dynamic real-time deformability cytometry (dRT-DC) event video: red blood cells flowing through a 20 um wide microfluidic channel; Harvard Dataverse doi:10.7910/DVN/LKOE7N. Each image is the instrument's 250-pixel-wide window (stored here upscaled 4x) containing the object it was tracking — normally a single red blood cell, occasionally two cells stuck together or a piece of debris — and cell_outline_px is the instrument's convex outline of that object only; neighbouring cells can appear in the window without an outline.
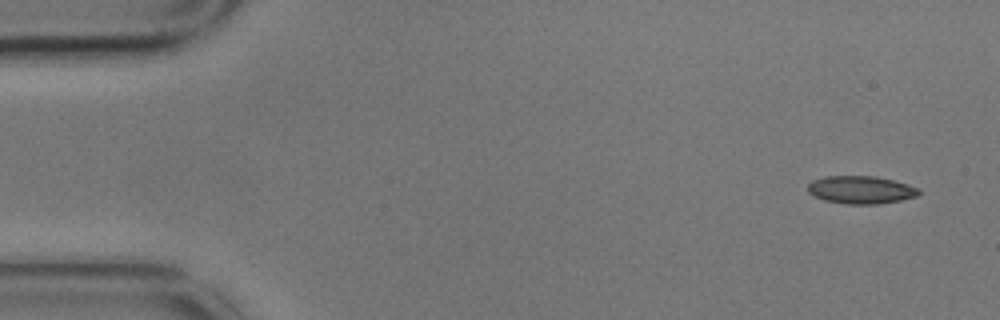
{"species": "common noctule bat (a hibernating species)", "species_latin": "Nyctalus noctula", "temperature_condition": "cold", "stored_images_in_passage": 6, "camera_frame_rate_fps": 3000, "um_per_image_px": 0.085, "animal": {"sex": "male", "body_mass_g": 17.9}, "frame": {"image": 1, "passage_image": 1, "time_ms": 0.0, "image_size_px": [1000, 320], "cell_outline_px": [[920, 192], [916, 196], [900, 200], [880, 204], [844, 204], [824, 200], [808, 192], [808, 184], [812, 180], [824, 176], [876, 176], [908, 184], [916, 188]], "centroid_in_image_um": [73.14, 16.13], "position_along_channel_um": 11.9, "area_um2": 17.92}}
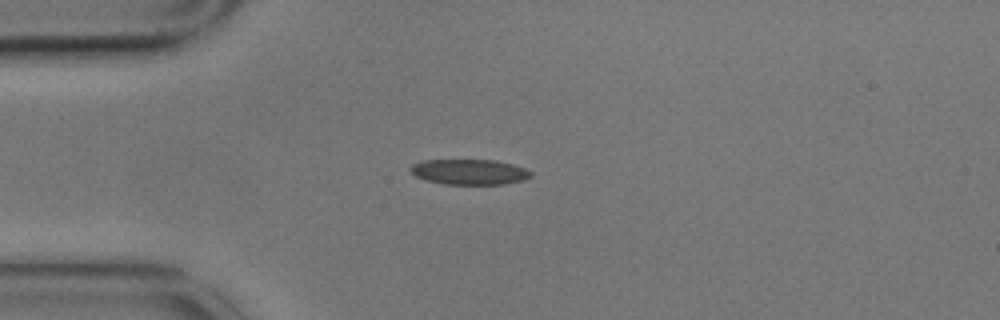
{"frame": {"image": 2, "passage_image": 4, "time_ms": 1.0, "image_size_px": [1000, 320], "cell_outline_px": [[532, 176], [524, 180], [504, 184], [444, 184], [428, 180], [416, 176], [408, 168], [412, 164], [420, 160], [496, 160], [512, 164], [524, 168], [532, 172]], "centroid_in_image_um": [39.9, 14.6], "position_along_channel_um": 45.1, "area_um2": 17.8}}